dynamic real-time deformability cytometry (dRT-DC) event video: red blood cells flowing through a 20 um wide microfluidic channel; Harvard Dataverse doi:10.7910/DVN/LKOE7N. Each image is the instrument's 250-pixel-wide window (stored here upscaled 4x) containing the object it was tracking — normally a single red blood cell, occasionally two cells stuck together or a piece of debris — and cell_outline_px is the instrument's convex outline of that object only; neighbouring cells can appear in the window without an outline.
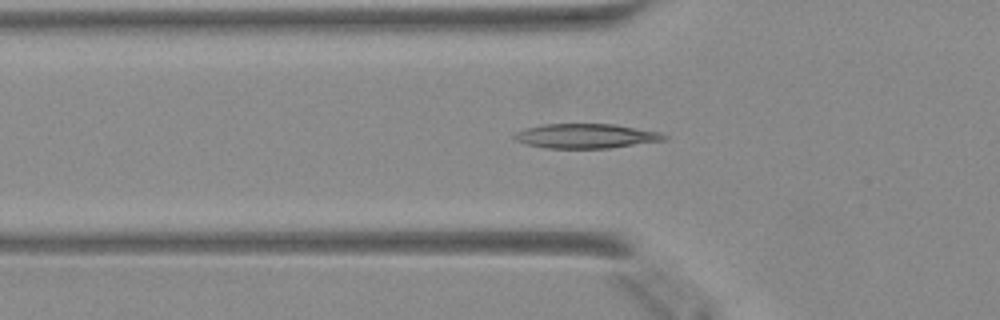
{"species": "Egyptian fruit bat (a non-hibernating species)", "species_latin": "Rousettus aegyptiacus", "temperature_condition": "warm", "stored_images_in_passage": 40, "camera_frame_rate_fps": 3000, "um_per_image_px": 0.085, "animal": {"sex": "female"}, "frame": {"image": 1, "passage_image": 7, "time_ms": 2.0, "image_size_px": [1000, 320], "cell_outline_px": [[668, 136], [664, 140], [608, 148], [544, 148], [524, 144], [516, 140], [512, 136], [516, 132], [528, 128], [544, 124], [612, 124], [660, 132]], "centroid_in_image_um": [49.77, 11.56], "position_along_channel_um": 76.0, "area_um2": 21.21}}
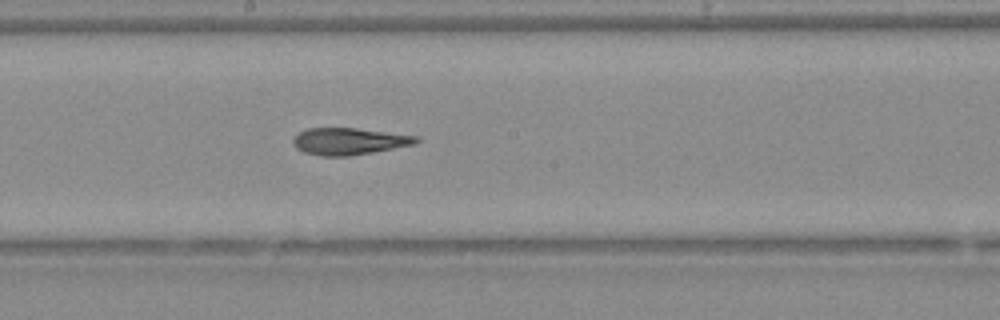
{"frame": {"image": 2, "passage_image": 17, "time_ms": 5.333, "image_size_px": [1000, 320], "cell_outline_px": [[420, 140], [416, 144], [372, 152], [348, 156], [320, 156], [304, 152], [296, 148], [292, 140], [300, 132], [308, 128], [356, 128], [416, 136]], "centroid_in_image_um": [29.66, 12.01], "position_along_channel_um": 218.5, "area_um2": 19.07}}
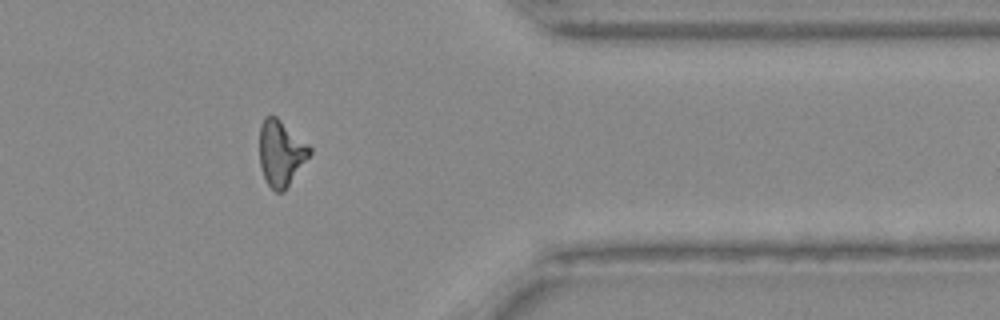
{"frame": {"image": 3, "passage_image": 30, "time_ms": 9.667, "image_size_px": [1000, 320], "cell_outline_px": [[312, 152], [284, 192], [276, 192], [268, 184], [264, 176], [260, 164], [260, 124], [264, 116], [276, 116], [308, 144], [312, 148]], "centroid_in_image_um": [23.88, 13.0], "position_along_channel_um": 387.5, "area_um2": 19.07}}